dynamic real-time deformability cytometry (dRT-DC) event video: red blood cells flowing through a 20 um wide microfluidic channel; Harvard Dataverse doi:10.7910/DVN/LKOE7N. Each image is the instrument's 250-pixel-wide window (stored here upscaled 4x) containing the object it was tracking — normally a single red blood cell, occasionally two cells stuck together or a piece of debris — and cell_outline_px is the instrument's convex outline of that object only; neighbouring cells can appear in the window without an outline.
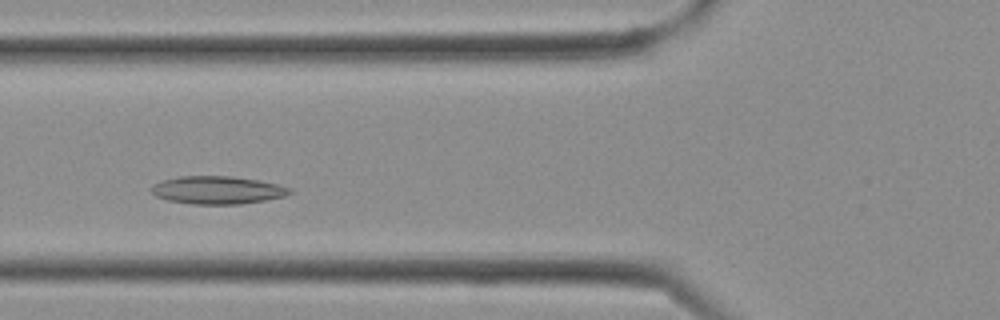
{"species": "Egyptian fruit bat (a non-hibernating species)", "species_latin": "Rousettus aegyptiacus", "temperature_condition": "cold", "stored_images_in_passage": 27, "camera_frame_rate_fps": 3000, "um_per_image_px": 0.085, "frame": {"image": 1, "passage_image": 8, "time_ms": 2.333, "image_size_px": [1000, 320], "cell_outline_px": [[292, 192], [284, 196], [264, 200], [240, 204], [192, 204], [168, 200], [156, 196], [152, 192], [152, 184], [164, 180], [180, 176], [232, 176], [260, 180], [292, 188]], "centroid_in_image_um": [18.49, 16.15], "position_along_channel_um": 107.3, "area_um2": 22.37}}
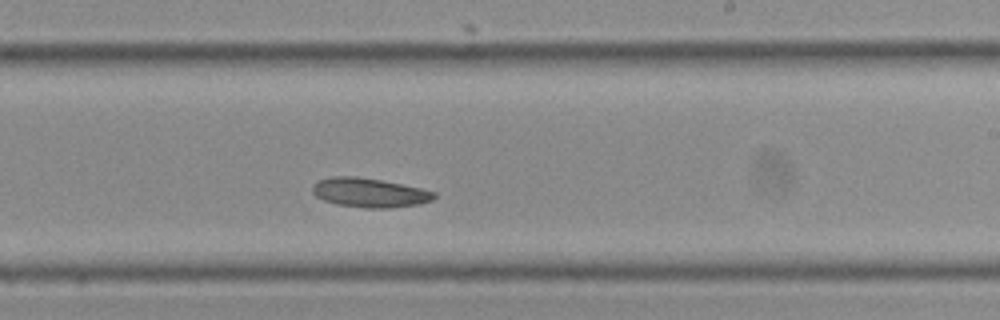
{"frame": {"image": 2, "passage_image": 15, "time_ms": 4.667, "image_size_px": [1000, 320], "cell_outline_px": [[436, 196], [432, 200], [420, 204], [392, 208], [364, 208], [336, 204], [324, 200], [316, 196], [312, 192], [312, 184], [316, 180], [328, 176], [356, 176], [380, 180], [420, 188], [436, 192]], "centroid_in_image_um": [31.37, 16.37], "position_along_channel_um": 257.6, "area_um2": 20.92}}
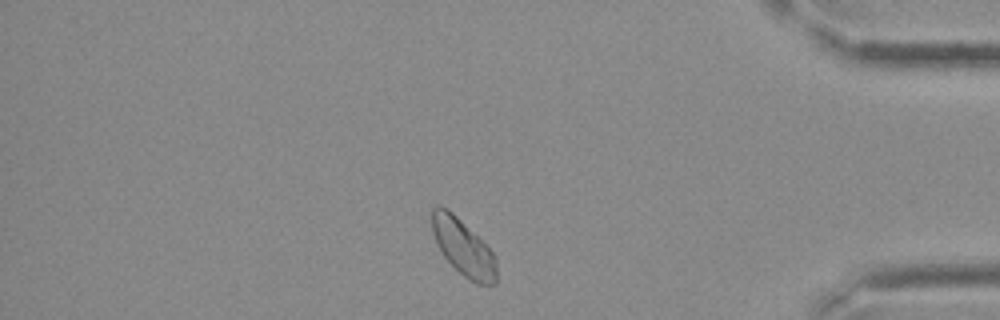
{"frame": {"image": 3, "passage_image": 23, "time_ms": 7.333, "image_size_px": [1000, 320], "cell_outline_px": [[496, 284], [476, 284], [468, 280], [444, 256], [432, 232], [432, 208], [440, 204], [452, 212], [496, 256]], "centroid_in_image_um": [39.38, 21.04], "position_along_channel_um": 395.8, "area_um2": 20.63}}